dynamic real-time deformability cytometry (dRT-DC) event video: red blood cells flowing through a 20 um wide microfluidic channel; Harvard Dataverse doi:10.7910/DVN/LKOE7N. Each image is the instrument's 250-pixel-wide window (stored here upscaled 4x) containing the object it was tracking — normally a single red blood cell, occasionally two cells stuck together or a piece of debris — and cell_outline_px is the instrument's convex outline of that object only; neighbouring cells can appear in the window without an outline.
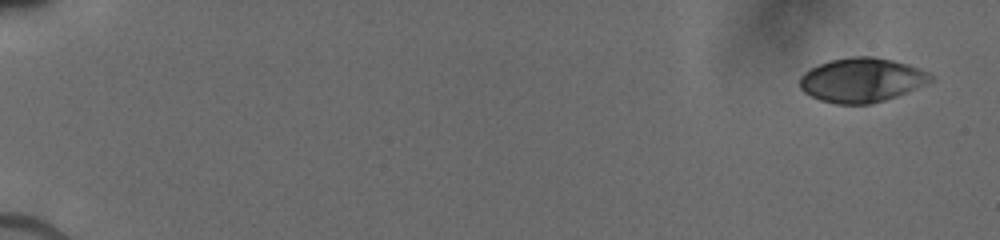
{"species": "human", "species_latin": "Homo sapiens", "temperature_condition": "cold", "stored_images_in_passage": 54, "camera_frame_rate_fps": 3000, "um_per_image_px": 0.085, "donor": {"sex": "male"}, "frame": {"image": 1, "passage_image": 1, "time_ms": 0.0, "image_size_px": [1000, 240], "cell_outline_px": [[932, 80], [924, 84], [896, 96], [872, 104], [836, 104], [820, 100], [804, 92], [800, 88], [800, 76], [804, 72], [820, 64], [832, 60], [852, 56], [872, 56], [892, 60], [908, 64], [920, 68], [928, 72], [932, 76]], "centroid_in_image_um": [73.23, 6.8], "position_along_channel_um": 11.8, "area_um2": 33.52}}
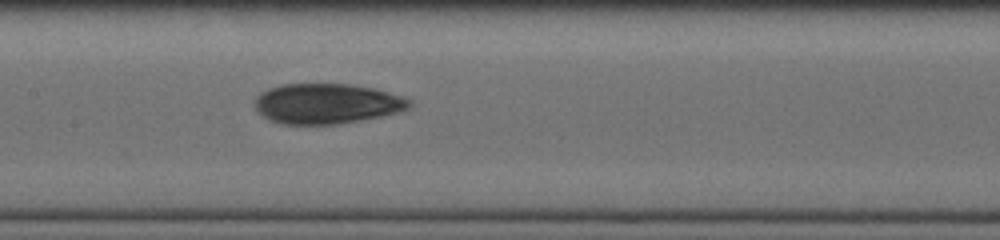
{"frame": {"image": 2, "passage_image": 33, "time_ms": 8.667, "image_size_px": [1000, 240], "cell_outline_px": [[412, 108], [404, 112], [340, 124], [280, 124], [268, 120], [256, 108], [256, 96], [260, 92], [268, 88], [284, 84], [348, 84], [372, 88], [404, 96], [412, 100]], "centroid_in_image_um": [27.84, 8.82], "position_along_channel_um": 179.6, "area_um2": 36.59}}
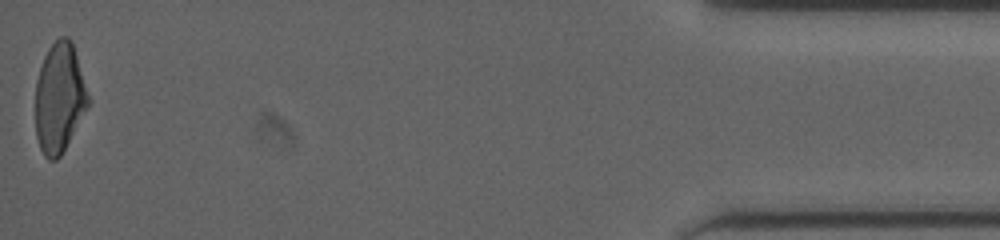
{"frame": {"image": 3, "passage_image": 54, "time_ms": 16.667, "image_size_px": [1000, 240], "cell_outline_px": [[92, 100], [60, 156], [56, 160], [48, 160], [44, 156], [40, 148], [36, 136], [36, 80], [44, 56], [48, 48], [60, 36], [68, 36], [72, 40]], "centroid_in_image_um": [5.08, 8.29], "position_along_channel_um": 430.1, "area_um2": 34.1}}